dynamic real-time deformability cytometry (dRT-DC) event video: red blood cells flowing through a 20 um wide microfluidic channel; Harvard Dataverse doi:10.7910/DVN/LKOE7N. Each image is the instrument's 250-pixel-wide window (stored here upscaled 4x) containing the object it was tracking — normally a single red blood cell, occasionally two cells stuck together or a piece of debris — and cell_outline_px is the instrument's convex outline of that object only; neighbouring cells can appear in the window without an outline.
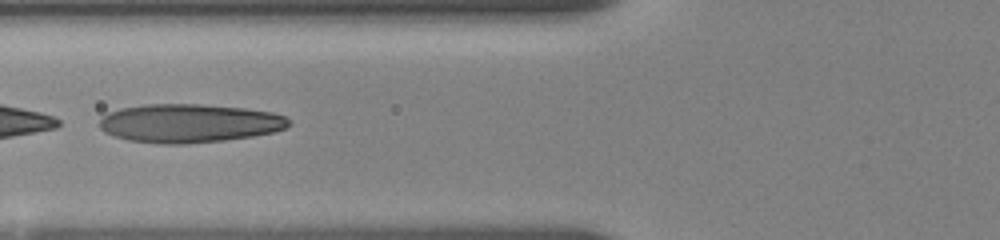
{"species": "human", "species_latin": "Homo sapiens", "temperature_condition": "room temperature", "stored_images_in_passage": 21, "camera_frame_rate_fps": 3000, "um_per_image_px": 0.085, "donor": {"sex": "female"}, "frame": {"image": 1, "passage_image": 14, "time_ms": 6.667, "image_size_px": [1000, 240], "cell_outline_px": [[292, 124], [284, 128], [272, 132], [252, 136], [224, 140], [188, 144], [156, 144], [128, 140], [112, 136], [104, 132], [100, 128], [100, 120], [108, 112], [120, 108], [144, 104], [200, 104], [244, 108], [272, 112], [284, 116]], "centroid_in_image_um": [16.04, 10.48], "position_along_channel_um": 109.8, "area_um2": 42.77}}
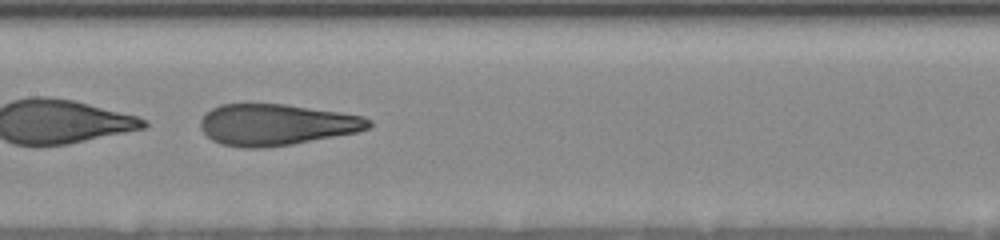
{"frame": {"image": 2, "passage_image": 19, "time_ms": 8.667, "image_size_px": [1000, 240], "cell_outline_px": [[372, 124], [368, 128], [356, 132], [292, 144], [264, 148], [244, 148], [220, 144], [212, 140], [200, 128], [200, 120], [212, 108], [220, 104], [284, 104], [364, 116], [372, 120]], "centroid_in_image_um": [23.47, 10.6], "position_along_channel_um": 183.9, "area_um2": 40.29}}